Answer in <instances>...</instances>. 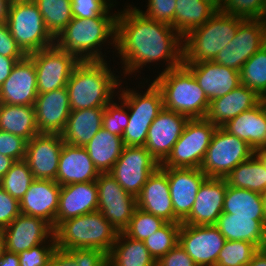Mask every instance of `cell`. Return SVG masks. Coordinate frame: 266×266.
<instances>
[{
    "mask_svg": "<svg viewBox=\"0 0 266 266\" xmlns=\"http://www.w3.org/2000/svg\"><path fill=\"white\" fill-rule=\"evenodd\" d=\"M27 141L20 136L0 130V154L15 161L23 160Z\"/></svg>",
    "mask_w": 266,
    "mask_h": 266,
    "instance_id": "681fc988",
    "label": "cell"
},
{
    "mask_svg": "<svg viewBox=\"0 0 266 266\" xmlns=\"http://www.w3.org/2000/svg\"><path fill=\"white\" fill-rule=\"evenodd\" d=\"M262 98L252 89L240 84L228 94L214 98L209 103L206 119L217 127L257 106Z\"/></svg>",
    "mask_w": 266,
    "mask_h": 266,
    "instance_id": "4316f807",
    "label": "cell"
},
{
    "mask_svg": "<svg viewBox=\"0 0 266 266\" xmlns=\"http://www.w3.org/2000/svg\"><path fill=\"white\" fill-rule=\"evenodd\" d=\"M1 233L6 250L19 254L48 242L54 236V229L41 218L20 213Z\"/></svg>",
    "mask_w": 266,
    "mask_h": 266,
    "instance_id": "e0dca14e",
    "label": "cell"
},
{
    "mask_svg": "<svg viewBox=\"0 0 266 266\" xmlns=\"http://www.w3.org/2000/svg\"><path fill=\"white\" fill-rule=\"evenodd\" d=\"M99 173H109L124 148L121 136L101 128L84 146Z\"/></svg>",
    "mask_w": 266,
    "mask_h": 266,
    "instance_id": "d6a6232c",
    "label": "cell"
},
{
    "mask_svg": "<svg viewBox=\"0 0 266 266\" xmlns=\"http://www.w3.org/2000/svg\"><path fill=\"white\" fill-rule=\"evenodd\" d=\"M63 144L61 134L48 133H39L27 142L24 160L34 179L56 181Z\"/></svg>",
    "mask_w": 266,
    "mask_h": 266,
    "instance_id": "9a60e30c",
    "label": "cell"
},
{
    "mask_svg": "<svg viewBox=\"0 0 266 266\" xmlns=\"http://www.w3.org/2000/svg\"><path fill=\"white\" fill-rule=\"evenodd\" d=\"M258 247L240 240H226L217 257V266H247Z\"/></svg>",
    "mask_w": 266,
    "mask_h": 266,
    "instance_id": "7bdbcfd3",
    "label": "cell"
},
{
    "mask_svg": "<svg viewBox=\"0 0 266 266\" xmlns=\"http://www.w3.org/2000/svg\"><path fill=\"white\" fill-rule=\"evenodd\" d=\"M247 266H266V252L262 248L258 249Z\"/></svg>",
    "mask_w": 266,
    "mask_h": 266,
    "instance_id": "6f0895ef",
    "label": "cell"
},
{
    "mask_svg": "<svg viewBox=\"0 0 266 266\" xmlns=\"http://www.w3.org/2000/svg\"><path fill=\"white\" fill-rule=\"evenodd\" d=\"M261 198L263 202V210H264V215H265V220H266V189L261 193Z\"/></svg>",
    "mask_w": 266,
    "mask_h": 266,
    "instance_id": "6125c7cd",
    "label": "cell"
},
{
    "mask_svg": "<svg viewBox=\"0 0 266 266\" xmlns=\"http://www.w3.org/2000/svg\"><path fill=\"white\" fill-rule=\"evenodd\" d=\"M148 83L147 90L144 93L135 91V88H122L124 81H121L117 90L118 101H122L129 112V121H139L152 123L158 113L163 109V97L161 90L152 81L149 84L148 78L145 80ZM120 93V94H119Z\"/></svg>",
    "mask_w": 266,
    "mask_h": 266,
    "instance_id": "f1b7e54d",
    "label": "cell"
},
{
    "mask_svg": "<svg viewBox=\"0 0 266 266\" xmlns=\"http://www.w3.org/2000/svg\"><path fill=\"white\" fill-rule=\"evenodd\" d=\"M60 189L54 180L34 179L19 201L20 213L41 218L55 229Z\"/></svg>",
    "mask_w": 266,
    "mask_h": 266,
    "instance_id": "7402d4cb",
    "label": "cell"
},
{
    "mask_svg": "<svg viewBox=\"0 0 266 266\" xmlns=\"http://www.w3.org/2000/svg\"><path fill=\"white\" fill-rule=\"evenodd\" d=\"M124 7L116 17L115 51L123 65L122 79L141 74L143 67L153 62L166 65L161 72L181 66L183 37L171 25L145 17L135 5Z\"/></svg>",
    "mask_w": 266,
    "mask_h": 266,
    "instance_id": "6da1fadb",
    "label": "cell"
},
{
    "mask_svg": "<svg viewBox=\"0 0 266 266\" xmlns=\"http://www.w3.org/2000/svg\"><path fill=\"white\" fill-rule=\"evenodd\" d=\"M11 0H0V23L6 22Z\"/></svg>",
    "mask_w": 266,
    "mask_h": 266,
    "instance_id": "91938a15",
    "label": "cell"
},
{
    "mask_svg": "<svg viewBox=\"0 0 266 266\" xmlns=\"http://www.w3.org/2000/svg\"><path fill=\"white\" fill-rule=\"evenodd\" d=\"M180 228L181 223L167 222L143 241L156 262L179 243Z\"/></svg>",
    "mask_w": 266,
    "mask_h": 266,
    "instance_id": "60d3db41",
    "label": "cell"
},
{
    "mask_svg": "<svg viewBox=\"0 0 266 266\" xmlns=\"http://www.w3.org/2000/svg\"><path fill=\"white\" fill-rule=\"evenodd\" d=\"M33 181V174L23 159L12 164L9 171L0 180V187L10 196L20 201Z\"/></svg>",
    "mask_w": 266,
    "mask_h": 266,
    "instance_id": "ab89813d",
    "label": "cell"
},
{
    "mask_svg": "<svg viewBox=\"0 0 266 266\" xmlns=\"http://www.w3.org/2000/svg\"><path fill=\"white\" fill-rule=\"evenodd\" d=\"M157 266H197L192 258L185 252L178 243L169 250L159 261Z\"/></svg>",
    "mask_w": 266,
    "mask_h": 266,
    "instance_id": "db71d44e",
    "label": "cell"
},
{
    "mask_svg": "<svg viewBox=\"0 0 266 266\" xmlns=\"http://www.w3.org/2000/svg\"><path fill=\"white\" fill-rule=\"evenodd\" d=\"M38 96L34 61L27 55L18 61L0 86V103L34 106Z\"/></svg>",
    "mask_w": 266,
    "mask_h": 266,
    "instance_id": "d6986e66",
    "label": "cell"
},
{
    "mask_svg": "<svg viewBox=\"0 0 266 266\" xmlns=\"http://www.w3.org/2000/svg\"><path fill=\"white\" fill-rule=\"evenodd\" d=\"M105 107L72 110L61 133L63 141L73 146L84 147L103 128Z\"/></svg>",
    "mask_w": 266,
    "mask_h": 266,
    "instance_id": "f546056e",
    "label": "cell"
},
{
    "mask_svg": "<svg viewBox=\"0 0 266 266\" xmlns=\"http://www.w3.org/2000/svg\"><path fill=\"white\" fill-rule=\"evenodd\" d=\"M220 11L244 19H265L266 0H223Z\"/></svg>",
    "mask_w": 266,
    "mask_h": 266,
    "instance_id": "f6af8a7d",
    "label": "cell"
},
{
    "mask_svg": "<svg viewBox=\"0 0 266 266\" xmlns=\"http://www.w3.org/2000/svg\"><path fill=\"white\" fill-rule=\"evenodd\" d=\"M183 65L193 74L209 101L228 94L241 84L239 71L213 61Z\"/></svg>",
    "mask_w": 266,
    "mask_h": 266,
    "instance_id": "603a6c76",
    "label": "cell"
},
{
    "mask_svg": "<svg viewBox=\"0 0 266 266\" xmlns=\"http://www.w3.org/2000/svg\"><path fill=\"white\" fill-rule=\"evenodd\" d=\"M0 55L9 58L27 56L12 37L6 22L0 23Z\"/></svg>",
    "mask_w": 266,
    "mask_h": 266,
    "instance_id": "f5cc1de1",
    "label": "cell"
},
{
    "mask_svg": "<svg viewBox=\"0 0 266 266\" xmlns=\"http://www.w3.org/2000/svg\"><path fill=\"white\" fill-rule=\"evenodd\" d=\"M7 26L12 37L26 55L55 44L42 14L33 0H11Z\"/></svg>",
    "mask_w": 266,
    "mask_h": 266,
    "instance_id": "52a82bcc",
    "label": "cell"
},
{
    "mask_svg": "<svg viewBox=\"0 0 266 266\" xmlns=\"http://www.w3.org/2000/svg\"><path fill=\"white\" fill-rule=\"evenodd\" d=\"M244 18L216 11L209 20L183 37V64L213 61L233 40Z\"/></svg>",
    "mask_w": 266,
    "mask_h": 266,
    "instance_id": "8992f818",
    "label": "cell"
},
{
    "mask_svg": "<svg viewBox=\"0 0 266 266\" xmlns=\"http://www.w3.org/2000/svg\"><path fill=\"white\" fill-rule=\"evenodd\" d=\"M227 132L246 141L255 152L266 150V102L240 113L222 126Z\"/></svg>",
    "mask_w": 266,
    "mask_h": 266,
    "instance_id": "83f0119b",
    "label": "cell"
},
{
    "mask_svg": "<svg viewBox=\"0 0 266 266\" xmlns=\"http://www.w3.org/2000/svg\"><path fill=\"white\" fill-rule=\"evenodd\" d=\"M226 239L215 225L181 223L179 244L197 266H216Z\"/></svg>",
    "mask_w": 266,
    "mask_h": 266,
    "instance_id": "5bb4252c",
    "label": "cell"
},
{
    "mask_svg": "<svg viewBox=\"0 0 266 266\" xmlns=\"http://www.w3.org/2000/svg\"><path fill=\"white\" fill-rule=\"evenodd\" d=\"M96 183L97 210L118 232H122L137 208L136 197L127 193L109 173H100Z\"/></svg>",
    "mask_w": 266,
    "mask_h": 266,
    "instance_id": "4fadbf2b",
    "label": "cell"
},
{
    "mask_svg": "<svg viewBox=\"0 0 266 266\" xmlns=\"http://www.w3.org/2000/svg\"><path fill=\"white\" fill-rule=\"evenodd\" d=\"M118 233L99 210L67 219L54 229L57 251L67 266H97Z\"/></svg>",
    "mask_w": 266,
    "mask_h": 266,
    "instance_id": "7a4b0ae2",
    "label": "cell"
},
{
    "mask_svg": "<svg viewBox=\"0 0 266 266\" xmlns=\"http://www.w3.org/2000/svg\"><path fill=\"white\" fill-rule=\"evenodd\" d=\"M161 169L167 174L174 223H182L190 215L198 189L207 176L200 168Z\"/></svg>",
    "mask_w": 266,
    "mask_h": 266,
    "instance_id": "2e32d148",
    "label": "cell"
},
{
    "mask_svg": "<svg viewBox=\"0 0 266 266\" xmlns=\"http://www.w3.org/2000/svg\"><path fill=\"white\" fill-rule=\"evenodd\" d=\"M20 214L19 201L0 187V232Z\"/></svg>",
    "mask_w": 266,
    "mask_h": 266,
    "instance_id": "816d5d0a",
    "label": "cell"
},
{
    "mask_svg": "<svg viewBox=\"0 0 266 266\" xmlns=\"http://www.w3.org/2000/svg\"><path fill=\"white\" fill-rule=\"evenodd\" d=\"M254 153L255 151L246 141L230 134L223 127H217L200 170L207 178H225Z\"/></svg>",
    "mask_w": 266,
    "mask_h": 266,
    "instance_id": "9c48e42d",
    "label": "cell"
},
{
    "mask_svg": "<svg viewBox=\"0 0 266 266\" xmlns=\"http://www.w3.org/2000/svg\"><path fill=\"white\" fill-rule=\"evenodd\" d=\"M223 213L231 216L253 217L265 220L261 194L247 189L229 186L224 196Z\"/></svg>",
    "mask_w": 266,
    "mask_h": 266,
    "instance_id": "8d00e7d4",
    "label": "cell"
},
{
    "mask_svg": "<svg viewBox=\"0 0 266 266\" xmlns=\"http://www.w3.org/2000/svg\"><path fill=\"white\" fill-rule=\"evenodd\" d=\"M34 109L39 133L61 134L71 112L67 87L38 94Z\"/></svg>",
    "mask_w": 266,
    "mask_h": 266,
    "instance_id": "ffe728a7",
    "label": "cell"
},
{
    "mask_svg": "<svg viewBox=\"0 0 266 266\" xmlns=\"http://www.w3.org/2000/svg\"><path fill=\"white\" fill-rule=\"evenodd\" d=\"M150 126L147 122L129 121L122 135L124 146H145Z\"/></svg>",
    "mask_w": 266,
    "mask_h": 266,
    "instance_id": "f907efd6",
    "label": "cell"
},
{
    "mask_svg": "<svg viewBox=\"0 0 266 266\" xmlns=\"http://www.w3.org/2000/svg\"><path fill=\"white\" fill-rule=\"evenodd\" d=\"M98 209L96 181L61 186L56 227L63 221L88 214Z\"/></svg>",
    "mask_w": 266,
    "mask_h": 266,
    "instance_id": "cb8c5ba5",
    "label": "cell"
},
{
    "mask_svg": "<svg viewBox=\"0 0 266 266\" xmlns=\"http://www.w3.org/2000/svg\"><path fill=\"white\" fill-rule=\"evenodd\" d=\"M159 166L145 146H124L109 174L127 193L137 197L149 176Z\"/></svg>",
    "mask_w": 266,
    "mask_h": 266,
    "instance_id": "7c38bea8",
    "label": "cell"
},
{
    "mask_svg": "<svg viewBox=\"0 0 266 266\" xmlns=\"http://www.w3.org/2000/svg\"><path fill=\"white\" fill-rule=\"evenodd\" d=\"M229 186L262 193L266 189V159L255 152L240 163L226 177Z\"/></svg>",
    "mask_w": 266,
    "mask_h": 266,
    "instance_id": "836d02e7",
    "label": "cell"
},
{
    "mask_svg": "<svg viewBox=\"0 0 266 266\" xmlns=\"http://www.w3.org/2000/svg\"><path fill=\"white\" fill-rule=\"evenodd\" d=\"M217 126L206 118L189 119L160 168H200Z\"/></svg>",
    "mask_w": 266,
    "mask_h": 266,
    "instance_id": "ba28073f",
    "label": "cell"
},
{
    "mask_svg": "<svg viewBox=\"0 0 266 266\" xmlns=\"http://www.w3.org/2000/svg\"><path fill=\"white\" fill-rule=\"evenodd\" d=\"M215 226L229 241H246L256 245L259 249L266 242V220H253V217L231 216L229 213H222Z\"/></svg>",
    "mask_w": 266,
    "mask_h": 266,
    "instance_id": "4dcf8cb0",
    "label": "cell"
},
{
    "mask_svg": "<svg viewBox=\"0 0 266 266\" xmlns=\"http://www.w3.org/2000/svg\"><path fill=\"white\" fill-rule=\"evenodd\" d=\"M36 68L38 94L66 87L80 60L56 44L28 55Z\"/></svg>",
    "mask_w": 266,
    "mask_h": 266,
    "instance_id": "30bf717a",
    "label": "cell"
},
{
    "mask_svg": "<svg viewBox=\"0 0 266 266\" xmlns=\"http://www.w3.org/2000/svg\"><path fill=\"white\" fill-rule=\"evenodd\" d=\"M218 9L206 0H176L174 29L184 37L205 24Z\"/></svg>",
    "mask_w": 266,
    "mask_h": 266,
    "instance_id": "d590c367",
    "label": "cell"
},
{
    "mask_svg": "<svg viewBox=\"0 0 266 266\" xmlns=\"http://www.w3.org/2000/svg\"><path fill=\"white\" fill-rule=\"evenodd\" d=\"M240 78L242 85L254 90L261 98L266 95V44L244 63Z\"/></svg>",
    "mask_w": 266,
    "mask_h": 266,
    "instance_id": "f35d334b",
    "label": "cell"
},
{
    "mask_svg": "<svg viewBox=\"0 0 266 266\" xmlns=\"http://www.w3.org/2000/svg\"><path fill=\"white\" fill-rule=\"evenodd\" d=\"M137 208L174 223V209L167 174L158 167L136 197Z\"/></svg>",
    "mask_w": 266,
    "mask_h": 266,
    "instance_id": "484cf974",
    "label": "cell"
},
{
    "mask_svg": "<svg viewBox=\"0 0 266 266\" xmlns=\"http://www.w3.org/2000/svg\"><path fill=\"white\" fill-rule=\"evenodd\" d=\"M189 118L163 108L148 129L145 147L161 164L171 153Z\"/></svg>",
    "mask_w": 266,
    "mask_h": 266,
    "instance_id": "ac0fdd59",
    "label": "cell"
},
{
    "mask_svg": "<svg viewBox=\"0 0 266 266\" xmlns=\"http://www.w3.org/2000/svg\"><path fill=\"white\" fill-rule=\"evenodd\" d=\"M0 266H20L18 254L5 250L0 260Z\"/></svg>",
    "mask_w": 266,
    "mask_h": 266,
    "instance_id": "9f6ffc18",
    "label": "cell"
},
{
    "mask_svg": "<svg viewBox=\"0 0 266 266\" xmlns=\"http://www.w3.org/2000/svg\"><path fill=\"white\" fill-rule=\"evenodd\" d=\"M262 249L266 252V242H265V244L263 245Z\"/></svg>",
    "mask_w": 266,
    "mask_h": 266,
    "instance_id": "03108f58",
    "label": "cell"
},
{
    "mask_svg": "<svg viewBox=\"0 0 266 266\" xmlns=\"http://www.w3.org/2000/svg\"><path fill=\"white\" fill-rule=\"evenodd\" d=\"M38 8L47 30L56 37L73 19L71 0H33Z\"/></svg>",
    "mask_w": 266,
    "mask_h": 266,
    "instance_id": "74e56055",
    "label": "cell"
},
{
    "mask_svg": "<svg viewBox=\"0 0 266 266\" xmlns=\"http://www.w3.org/2000/svg\"><path fill=\"white\" fill-rule=\"evenodd\" d=\"M15 162L11 157L4 156L0 154V180L5 176L9 171L12 164Z\"/></svg>",
    "mask_w": 266,
    "mask_h": 266,
    "instance_id": "680465c9",
    "label": "cell"
},
{
    "mask_svg": "<svg viewBox=\"0 0 266 266\" xmlns=\"http://www.w3.org/2000/svg\"><path fill=\"white\" fill-rule=\"evenodd\" d=\"M128 122L129 111L122 101L117 103V100L113 99L106 105L103 114V128L105 130L122 137Z\"/></svg>",
    "mask_w": 266,
    "mask_h": 266,
    "instance_id": "bcb514c9",
    "label": "cell"
},
{
    "mask_svg": "<svg viewBox=\"0 0 266 266\" xmlns=\"http://www.w3.org/2000/svg\"><path fill=\"white\" fill-rule=\"evenodd\" d=\"M71 3L72 15L77 18L86 19L98 17L99 15L118 14L116 11L115 13L110 12V10L112 11L113 7L117 5L116 0H71Z\"/></svg>",
    "mask_w": 266,
    "mask_h": 266,
    "instance_id": "7dc6e473",
    "label": "cell"
},
{
    "mask_svg": "<svg viewBox=\"0 0 266 266\" xmlns=\"http://www.w3.org/2000/svg\"><path fill=\"white\" fill-rule=\"evenodd\" d=\"M265 44V19H244L233 40L220 50L213 62L240 72L244 63Z\"/></svg>",
    "mask_w": 266,
    "mask_h": 266,
    "instance_id": "8fae6325",
    "label": "cell"
},
{
    "mask_svg": "<svg viewBox=\"0 0 266 266\" xmlns=\"http://www.w3.org/2000/svg\"><path fill=\"white\" fill-rule=\"evenodd\" d=\"M259 153L266 159V152L265 151H259Z\"/></svg>",
    "mask_w": 266,
    "mask_h": 266,
    "instance_id": "e7e4bbea",
    "label": "cell"
},
{
    "mask_svg": "<svg viewBox=\"0 0 266 266\" xmlns=\"http://www.w3.org/2000/svg\"><path fill=\"white\" fill-rule=\"evenodd\" d=\"M99 174L84 147L64 142L56 178V182L60 186L96 181Z\"/></svg>",
    "mask_w": 266,
    "mask_h": 266,
    "instance_id": "d4e9b609",
    "label": "cell"
},
{
    "mask_svg": "<svg viewBox=\"0 0 266 266\" xmlns=\"http://www.w3.org/2000/svg\"><path fill=\"white\" fill-rule=\"evenodd\" d=\"M116 17L117 15H99L86 19L73 17L56 37L55 44L74 54L80 61H106L107 56L103 55L102 46L108 44L116 51Z\"/></svg>",
    "mask_w": 266,
    "mask_h": 266,
    "instance_id": "277c9868",
    "label": "cell"
},
{
    "mask_svg": "<svg viewBox=\"0 0 266 266\" xmlns=\"http://www.w3.org/2000/svg\"><path fill=\"white\" fill-rule=\"evenodd\" d=\"M0 130L30 141L39 134L34 106L0 103Z\"/></svg>",
    "mask_w": 266,
    "mask_h": 266,
    "instance_id": "e575fe53",
    "label": "cell"
},
{
    "mask_svg": "<svg viewBox=\"0 0 266 266\" xmlns=\"http://www.w3.org/2000/svg\"><path fill=\"white\" fill-rule=\"evenodd\" d=\"M262 100H264L266 102V95L262 98Z\"/></svg>",
    "mask_w": 266,
    "mask_h": 266,
    "instance_id": "003e7915",
    "label": "cell"
},
{
    "mask_svg": "<svg viewBox=\"0 0 266 266\" xmlns=\"http://www.w3.org/2000/svg\"><path fill=\"white\" fill-rule=\"evenodd\" d=\"M6 250V247H5V240H4V237L2 235V233L0 232V260L3 256V253L4 251Z\"/></svg>",
    "mask_w": 266,
    "mask_h": 266,
    "instance_id": "94428289",
    "label": "cell"
},
{
    "mask_svg": "<svg viewBox=\"0 0 266 266\" xmlns=\"http://www.w3.org/2000/svg\"><path fill=\"white\" fill-rule=\"evenodd\" d=\"M227 190L225 178H206L200 185L190 215L182 222L190 225H215L223 213Z\"/></svg>",
    "mask_w": 266,
    "mask_h": 266,
    "instance_id": "44dd1931",
    "label": "cell"
},
{
    "mask_svg": "<svg viewBox=\"0 0 266 266\" xmlns=\"http://www.w3.org/2000/svg\"><path fill=\"white\" fill-rule=\"evenodd\" d=\"M97 266H157L143 241L119 232L110 252Z\"/></svg>",
    "mask_w": 266,
    "mask_h": 266,
    "instance_id": "1f68e13d",
    "label": "cell"
},
{
    "mask_svg": "<svg viewBox=\"0 0 266 266\" xmlns=\"http://www.w3.org/2000/svg\"><path fill=\"white\" fill-rule=\"evenodd\" d=\"M22 59L24 58H9L0 55V86L9 77L14 65Z\"/></svg>",
    "mask_w": 266,
    "mask_h": 266,
    "instance_id": "11a10c76",
    "label": "cell"
},
{
    "mask_svg": "<svg viewBox=\"0 0 266 266\" xmlns=\"http://www.w3.org/2000/svg\"><path fill=\"white\" fill-rule=\"evenodd\" d=\"M109 65L107 61H80L73 69L66 85L71 111L106 107L117 97L122 80Z\"/></svg>",
    "mask_w": 266,
    "mask_h": 266,
    "instance_id": "3957f363",
    "label": "cell"
},
{
    "mask_svg": "<svg viewBox=\"0 0 266 266\" xmlns=\"http://www.w3.org/2000/svg\"><path fill=\"white\" fill-rule=\"evenodd\" d=\"M166 223L163 218L136 208L128 226L122 232L132 239L144 241Z\"/></svg>",
    "mask_w": 266,
    "mask_h": 266,
    "instance_id": "ee69618b",
    "label": "cell"
},
{
    "mask_svg": "<svg viewBox=\"0 0 266 266\" xmlns=\"http://www.w3.org/2000/svg\"><path fill=\"white\" fill-rule=\"evenodd\" d=\"M20 266H67L57 251L55 237L18 254Z\"/></svg>",
    "mask_w": 266,
    "mask_h": 266,
    "instance_id": "b9f144b4",
    "label": "cell"
},
{
    "mask_svg": "<svg viewBox=\"0 0 266 266\" xmlns=\"http://www.w3.org/2000/svg\"><path fill=\"white\" fill-rule=\"evenodd\" d=\"M146 2V11L136 7L145 17L174 28L176 0H148Z\"/></svg>",
    "mask_w": 266,
    "mask_h": 266,
    "instance_id": "c3c4849f",
    "label": "cell"
},
{
    "mask_svg": "<svg viewBox=\"0 0 266 266\" xmlns=\"http://www.w3.org/2000/svg\"><path fill=\"white\" fill-rule=\"evenodd\" d=\"M153 82L161 90L163 108L189 119L206 117L210 101L183 64L175 69L159 72Z\"/></svg>",
    "mask_w": 266,
    "mask_h": 266,
    "instance_id": "5b68a950",
    "label": "cell"
},
{
    "mask_svg": "<svg viewBox=\"0 0 266 266\" xmlns=\"http://www.w3.org/2000/svg\"><path fill=\"white\" fill-rule=\"evenodd\" d=\"M209 1L211 4H213L218 10H220L223 0H206Z\"/></svg>",
    "mask_w": 266,
    "mask_h": 266,
    "instance_id": "be15d7a7",
    "label": "cell"
}]
</instances>
